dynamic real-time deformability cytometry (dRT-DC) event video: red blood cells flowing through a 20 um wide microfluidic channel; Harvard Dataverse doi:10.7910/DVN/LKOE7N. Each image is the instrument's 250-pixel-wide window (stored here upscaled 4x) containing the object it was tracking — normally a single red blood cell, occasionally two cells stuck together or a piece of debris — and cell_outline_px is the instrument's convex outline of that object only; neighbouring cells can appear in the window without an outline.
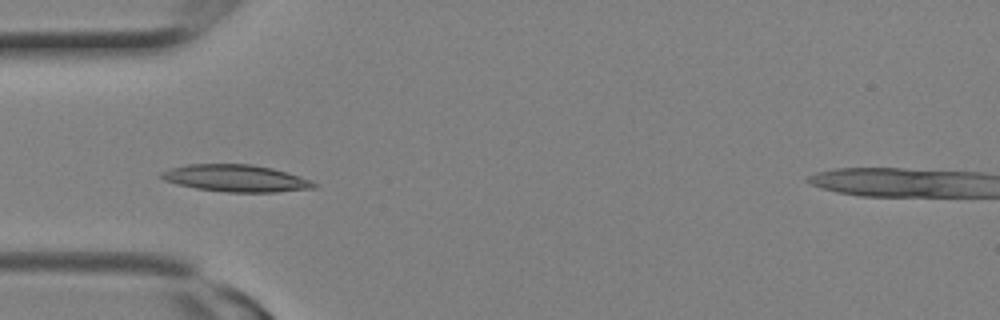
{"species": "Egyptian fruit bat (a non-hibernating species)", "species_latin": "Rousettus aegyptiacus", "temperature_condition": "room temperature", "stored_images_in_passage": 8, "camera_frame_rate_fps": 3000, "um_per_image_px": 0.085, "animal": {"sex": "female"}, "frame": {"image": 1, "passage_image": 7, "time_ms": 2.0, "image_size_px": [1000, 320], "cell_outline_px": [[320, 184], [316, 188], [276, 192], [228, 192], [196, 188], [176, 184], [164, 180], [160, 176], [160, 172], [184, 164], [252, 164], [272, 168], [300, 176]], "centroid_in_image_um": [20.07, 15.15], "position_along_channel_um": 64.9, "area_um2": 24.1}}